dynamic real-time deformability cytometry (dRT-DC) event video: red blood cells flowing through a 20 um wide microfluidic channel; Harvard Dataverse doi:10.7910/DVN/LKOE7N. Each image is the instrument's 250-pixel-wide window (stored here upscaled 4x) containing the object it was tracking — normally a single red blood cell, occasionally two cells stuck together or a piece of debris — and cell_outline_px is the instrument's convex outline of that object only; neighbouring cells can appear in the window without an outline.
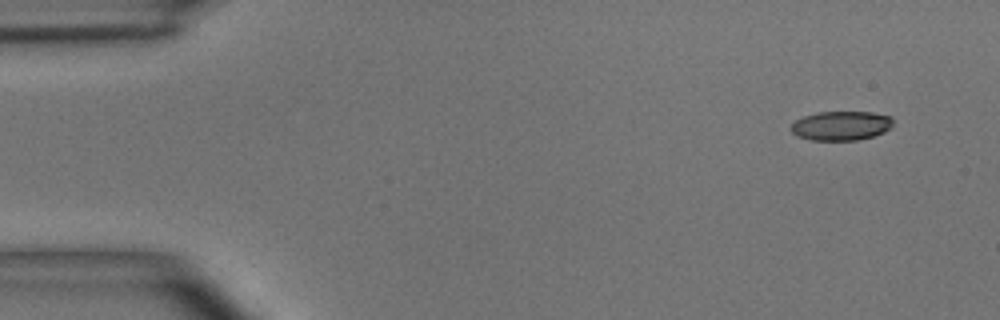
{"species": "common noctule bat (a hibernating species)", "species_latin": "Nyctalus noctula", "temperature_condition": "room temperature", "stored_images_in_passage": 4, "camera_frame_rate_fps": 3000, "um_per_image_px": 0.085, "animal": {"sex": "male", "body_mass_g": 15.6}, "frame": {"image": 1, "passage_image": 1, "time_ms": 0.0, "image_size_px": [1000, 320], "cell_outline_px": [[892, 128], [884, 132], [872, 136], [856, 140], [812, 140], [796, 136], [792, 132], [792, 124], [796, 120], [804, 116], [820, 112], [872, 112], [892, 116]], "centroid_in_image_um": [71.52, 10.68], "position_along_channel_um": 13.5, "area_um2": 17.34}}